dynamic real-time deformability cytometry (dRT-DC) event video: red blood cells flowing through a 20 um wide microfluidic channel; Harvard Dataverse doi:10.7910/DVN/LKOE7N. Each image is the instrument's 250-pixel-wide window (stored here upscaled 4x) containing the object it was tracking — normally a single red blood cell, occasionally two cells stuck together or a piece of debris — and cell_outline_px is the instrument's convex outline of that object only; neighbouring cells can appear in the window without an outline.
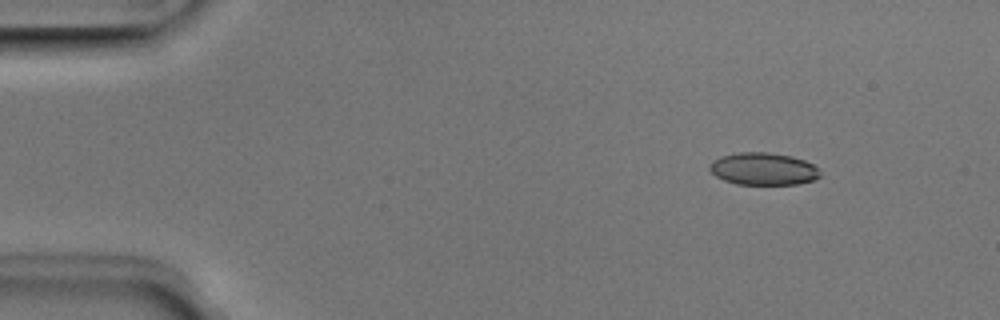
{"species": "Egyptian fruit bat (a non-hibernating species)", "species_latin": "Rousettus aegyptiacus", "temperature_condition": "room temperature", "stored_images_in_passage": 5, "camera_frame_rate_fps": 3000, "um_per_image_px": 0.085, "animal": {"sex": "male"}, "frame": {"image": 1, "passage_image": 2, "time_ms": 0.333, "image_size_px": [1000, 320], "cell_outline_px": [[820, 176], [812, 180], [796, 184], [736, 184], [724, 180], [716, 176], [708, 168], [708, 164], [712, 160], [720, 156], [740, 152], [768, 152], [792, 156], [804, 160], [820, 168]], "centroid_in_image_um": [64.86, 14.34], "position_along_channel_um": 20.1, "area_um2": 20.92}}
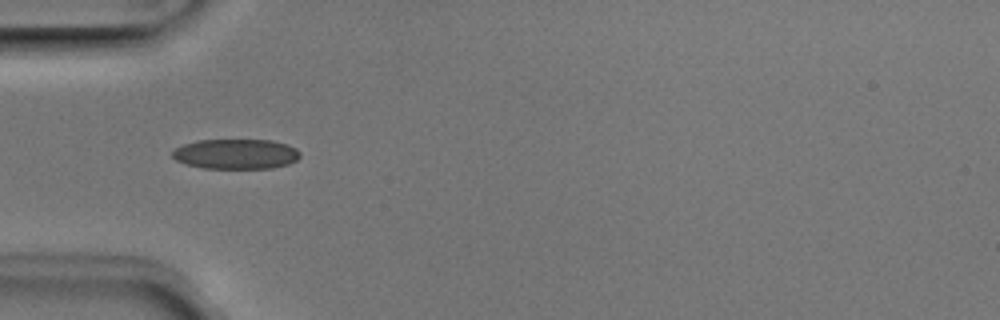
{"frame": {"image": 2, "passage_image": 5, "time_ms": 1.333, "image_size_px": [1000, 320], "cell_outline_px": [[300, 156], [296, 160], [288, 164], [272, 168], [204, 168], [184, 164], [176, 160], [172, 156], [172, 152], [176, 148], [184, 144], [196, 140], [272, 140], [288, 144], [296, 148], [300, 152]], "centroid_in_image_um": [20.06, 13.08], "position_along_channel_um": 64.9, "area_um2": 22.43}}